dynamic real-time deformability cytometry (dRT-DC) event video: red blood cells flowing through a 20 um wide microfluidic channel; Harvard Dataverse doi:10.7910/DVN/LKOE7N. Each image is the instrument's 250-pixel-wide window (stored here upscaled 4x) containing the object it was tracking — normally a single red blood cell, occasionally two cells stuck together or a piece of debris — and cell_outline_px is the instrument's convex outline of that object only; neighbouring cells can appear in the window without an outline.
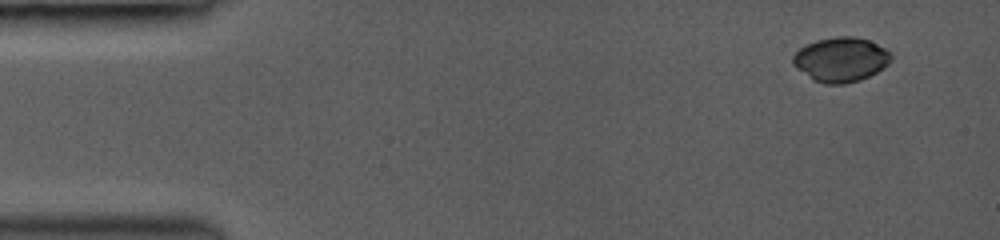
{"species": "common noctule bat (a hibernating species)", "species_latin": "Nyctalus noctula", "temperature_condition": "room temperature", "stored_images_in_passage": 5, "camera_frame_rate_fps": 3000, "um_per_image_px": 0.085, "animal": {"sex": "female", "body_mass_g": 19.0, "forearm_length_mm": 53.3}, "frame": {"image": 1, "passage_image": 1, "time_ms": 0.0, "image_size_px": [1000, 240], "cell_outline_px": [[892, 60], [884, 68], [860, 80], [844, 84], [824, 84], [812, 80], [796, 68], [792, 64], [792, 56], [800, 48], [816, 40], [836, 36], [856, 36], [868, 40], [892, 52]], "centroid_in_image_um": [71.47, 5.06], "position_along_channel_um": 13.5, "area_um2": 25.66}}
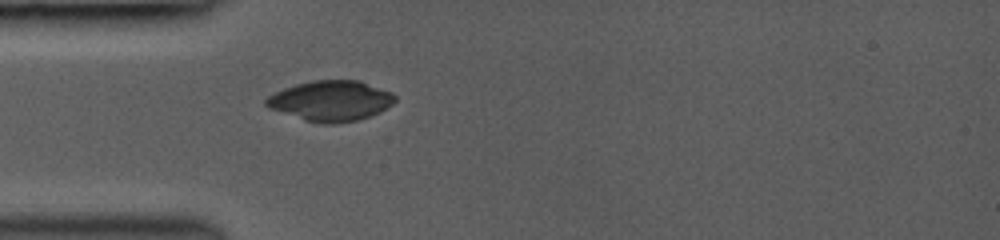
{"frame": {"image": 2, "passage_image": 5, "time_ms": 3.667, "image_size_px": [1000, 240], "cell_outline_px": [[396, 100], [392, 104], [380, 112], [356, 120], [336, 124], [320, 124], [304, 120], [268, 108], [264, 104], [264, 100], [268, 96], [284, 88], [296, 84], [312, 80], [360, 80], [392, 92], [396, 96]], "centroid_in_image_um": [28.11, 8.57], "position_along_channel_um": 56.9, "area_um2": 30.46}}